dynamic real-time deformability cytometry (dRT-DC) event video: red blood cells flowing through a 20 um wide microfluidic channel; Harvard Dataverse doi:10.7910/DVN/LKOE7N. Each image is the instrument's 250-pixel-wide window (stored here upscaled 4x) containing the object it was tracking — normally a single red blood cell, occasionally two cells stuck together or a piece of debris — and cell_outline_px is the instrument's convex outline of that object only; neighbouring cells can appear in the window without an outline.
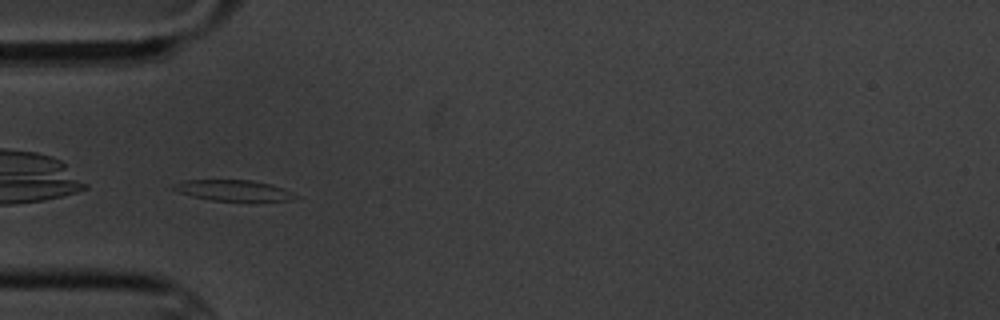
{"species": "common noctule bat (a hibernating species)", "species_latin": "Nyctalus noctula", "temperature_condition": "cold", "stored_images_in_passage": 7, "camera_frame_rate_fps": 3000, "um_per_image_px": 0.085, "animal": {"sex": "male", "body_mass_g": 20.1, "forearm_length_mm": 53.5}, "frame": {"image": 1, "passage_image": 6, "time_ms": 6.0, "image_size_px": [1000, 320], "cell_outline_px": [[300, 196], [292, 200], [212, 200], [192, 196], [168, 188], [172, 184], [184, 180], [252, 180], [272, 184], [284, 188]], "centroid_in_image_um": [19.82, 16.17], "position_along_channel_um": 65.2, "area_um2": 14.74}}